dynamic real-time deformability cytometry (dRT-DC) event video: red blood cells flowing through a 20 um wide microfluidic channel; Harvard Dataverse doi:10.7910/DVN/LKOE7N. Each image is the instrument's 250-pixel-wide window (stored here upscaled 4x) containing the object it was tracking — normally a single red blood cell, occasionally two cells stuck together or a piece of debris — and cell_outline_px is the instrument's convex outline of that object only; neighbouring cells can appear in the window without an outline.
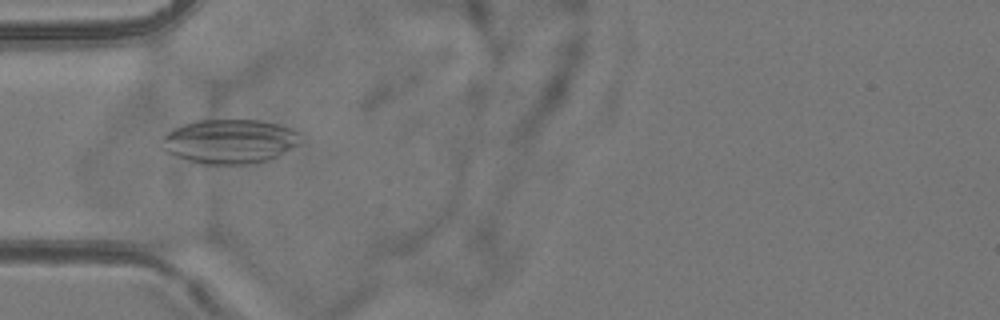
{"species": "common noctule bat (a hibernating species)", "species_latin": "Nyctalus noctula", "temperature_condition": "room temperature", "stored_images_in_passage": 4, "camera_frame_rate_fps": 3000, "um_per_image_px": 0.085, "animal": {"sex": "female", "body_mass_g": 24.6, "forearm_length_mm": 56.2}, "frame": {"image": 1, "passage_image": 2, "time_ms": 0.333, "image_size_px": [1000, 320], "cell_outline_px": [[300, 144], [268, 160], [256, 164], [204, 164], [188, 160], [176, 156], [160, 148], [160, 140], [172, 128], [196, 120], [260, 120], [280, 124], [292, 128], [296, 132]], "centroid_in_image_um": [19.49, 12.01], "position_along_channel_um": 65.5, "area_um2": 35.89}}